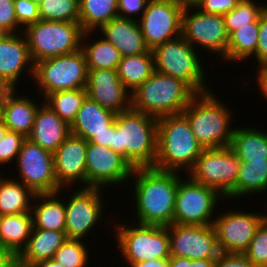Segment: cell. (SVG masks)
<instances>
[{
	"instance_id": "cell-11",
	"label": "cell",
	"mask_w": 267,
	"mask_h": 267,
	"mask_svg": "<svg viewBox=\"0 0 267 267\" xmlns=\"http://www.w3.org/2000/svg\"><path fill=\"white\" fill-rule=\"evenodd\" d=\"M240 163L230 146L203 149L189 176L226 197L236 186Z\"/></svg>"
},
{
	"instance_id": "cell-42",
	"label": "cell",
	"mask_w": 267,
	"mask_h": 267,
	"mask_svg": "<svg viewBox=\"0 0 267 267\" xmlns=\"http://www.w3.org/2000/svg\"><path fill=\"white\" fill-rule=\"evenodd\" d=\"M14 9L18 24L25 29L28 25L40 21L39 3L32 0H14Z\"/></svg>"
},
{
	"instance_id": "cell-47",
	"label": "cell",
	"mask_w": 267,
	"mask_h": 267,
	"mask_svg": "<svg viewBox=\"0 0 267 267\" xmlns=\"http://www.w3.org/2000/svg\"><path fill=\"white\" fill-rule=\"evenodd\" d=\"M214 267H257L244 254L220 253Z\"/></svg>"
},
{
	"instance_id": "cell-24",
	"label": "cell",
	"mask_w": 267,
	"mask_h": 267,
	"mask_svg": "<svg viewBox=\"0 0 267 267\" xmlns=\"http://www.w3.org/2000/svg\"><path fill=\"white\" fill-rule=\"evenodd\" d=\"M17 90L18 87L16 89L5 87L2 122L8 131L21 133L27 138L32 132L40 105L27 95L18 96Z\"/></svg>"
},
{
	"instance_id": "cell-41",
	"label": "cell",
	"mask_w": 267,
	"mask_h": 267,
	"mask_svg": "<svg viewBox=\"0 0 267 267\" xmlns=\"http://www.w3.org/2000/svg\"><path fill=\"white\" fill-rule=\"evenodd\" d=\"M26 137L18 132L7 131L0 141V166L16 162Z\"/></svg>"
},
{
	"instance_id": "cell-45",
	"label": "cell",
	"mask_w": 267,
	"mask_h": 267,
	"mask_svg": "<svg viewBox=\"0 0 267 267\" xmlns=\"http://www.w3.org/2000/svg\"><path fill=\"white\" fill-rule=\"evenodd\" d=\"M256 61L258 65L267 62V6L259 16Z\"/></svg>"
},
{
	"instance_id": "cell-37",
	"label": "cell",
	"mask_w": 267,
	"mask_h": 267,
	"mask_svg": "<svg viewBox=\"0 0 267 267\" xmlns=\"http://www.w3.org/2000/svg\"><path fill=\"white\" fill-rule=\"evenodd\" d=\"M39 14L41 20L79 22V0H42Z\"/></svg>"
},
{
	"instance_id": "cell-25",
	"label": "cell",
	"mask_w": 267,
	"mask_h": 267,
	"mask_svg": "<svg viewBox=\"0 0 267 267\" xmlns=\"http://www.w3.org/2000/svg\"><path fill=\"white\" fill-rule=\"evenodd\" d=\"M115 117L116 113L86 97L70 125L71 134L89 142L96 135L109 131L115 124Z\"/></svg>"
},
{
	"instance_id": "cell-51",
	"label": "cell",
	"mask_w": 267,
	"mask_h": 267,
	"mask_svg": "<svg viewBox=\"0 0 267 267\" xmlns=\"http://www.w3.org/2000/svg\"><path fill=\"white\" fill-rule=\"evenodd\" d=\"M129 267H169L168 259H154L138 263H127Z\"/></svg>"
},
{
	"instance_id": "cell-9",
	"label": "cell",
	"mask_w": 267,
	"mask_h": 267,
	"mask_svg": "<svg viewBox=\"0 0 267 267\" xmlns=\"http://www.w3.org/2000/svg\"><path fill=\"white\" fill-rule=\"evenodd\" d=\"M115 240L126 263H138L170 257L168 227L114 222Z\"/></svg>"
},
{
	"instance_id": "cell-13",
	"label": "cell",
	"mask_w": 267,
	"mask_h": 267,
	"mask_svg": "<svg viewBox=\"0 0 267 267\" xmlns=\"http://www.w3.org/2000/svg\"><path fill=\"white\" fill-rule=\"evenodd\" d=\"M15 164L20 178L17 180L36 194L56 193L61 190L55 177L53 153L30 139L26 138L22 143Z\"/></svg>"
},
{
	"instance_id": "cell-35",
	"label": "cell",
	"mask_w": 267,
	"mask_h": 267,
	"mask_svg": "<svg viewBox=\"0 0 267 267\" xmlns=\"http://www.w3.org/2000/svg\"><path fill=\"white\" fill-rule=\"evenodd\" d=\"M118 0H79L82 30L97 31L118 16Z\"/></svg>"
},
{
	"instance_id": "cell-56",
	"label": "cell",
	"mask_w": 267,
	"mask_h": 267,
	"mask_svg": "<svg viewBox=\"0 0 267 267\" xmlns=\"http://www.w3.org/2000/svg\"><path fill=\"white\" fill-rule=\"evenodd\" d=\"M4 99H5V87H0V122H2Z\"/></svg>"
},
{
	"instance_id": "cell-29",
	"label": "cell",
	"mask_w": 267,
	"mask_h": 267,
	"mask_svg": "<svg viewBox=\"0 0 267 267\" xmlns=\"http://www.w3.org/2000/svg\"><path fill=\"white\" fill-rule=\"evenodd\" d=\"M230 147L241 162L267 161V131L235 127Z\"/></svg>"
},
{
	"instance_id": "cell-30",
	"label": "cell",
	"mask_w": 267,
	"mask_h": 267,
	"mask_svg": "<svg viewBox=\"0 0 267 267\" xmlns=\"http://www.w3.org/2000/svg\"><path fill=\"white\" fill-rule=\"evenodd\" d=\"M35 196L21 181L4 177L0 172V216L31 212Z\"/></svg>"
},
{
	"instance_id": "cell-38",
	"label": "cell",
	"mask_w": 267,
	"mask_h": 267,
	"mask_svg": "<svg viewBox=\"0 0 267 267\" xmlns=\"http://www.w3.org/2000/svg\"><path fill=\"white\" fill-rule=\"evenodd\" d=\"M266 4H259L254 0H241L233 10L223 15L228 35L240 26L256 21L267 6Z\"/></svg>"
},
{
	"instance_id": "cell-58",
	"label": "cell",
	"mask_w": 267,
	"mask_h": 267,
	"mask_svg": "<svg viewBox=\"0 0 267 267\" xmlns=\"http://www.w3.org/2000/svg\"><path fill=\"white\" fill-rule=\"evenodd\" d=\"M11 33L4 27H0V39L6 38Z\"/></svg>"
},
{
	"instance_id": "cell-12",
	"label": "cell",
	"mask_w": 267,
	"mask_h": 267,
	"mask_svg": "<svg viewBox=\"0 0 267 267\" xmlns=\"http://www.w3.org/2000/svg\"><path fill=\"white\" fill-rule=\"evenodd\" d=\"M195 11L192 12V10ZM197 9V10H196ZM181 35L195 49L226 56L229 35L226 31L223 15L206 13L197 7L184 8L181 16Z\"/></svg>"
},
{
	"instance_id": "cell-49",
	"label": "cell",
	"mask_w": 267,
	"mask_h": 267,
	"mask_svg": "<svg viewBox=\"0 0 267 267\" xmlns=\"http://www.w3.org/2000/svg\"><path fill=\"white\" fill-rule=\"evenodd\" d=\"M0 267H21L19 255L0 250Z\"/></svg>"
},
{
	"instance_id": "cell-1",
	"label": "cell",
	"mask_w": 267,
	"mask_h": 267,
	"mask_svg": "<svg viewBox=\"0 0 267 267\" xmlns=\"http://www.w3.org/2000/svg\"><path fill=\"white\" fill-rule=\"evenodd\" d=\"M133 178L136 223L164 227L173 224L179 172L137 167L131 181Z\"/></svg>"
},
{
	"instance_id": "cell-36",
	"label": "cell",
	"mask_w": 267,
	"mask_h": 267,
	"mask_svg": "<svg viewBox=\"0 0 267 267\" xmlns=\"http://www.w3.org/2000/svg\"><path fill=\"white\" fill-rule=\"evenodd\" d=\"M86 97V88H80L51 92L43 100L62 120L71 125Z\"/></svg>"
},
{
	"instance_id": "cell-20",
	"label": "cell",
	"mask_w": 267,
	"mask_h": 267,
	"mask_svg": "<svg viewBox=\"0 0 267 267\" xmlns=\"http://www.w3.org/2000/svg\"><path fill=\"white\" fill-rule=\"evenodd\" d=\"M87 97L118 114L131 108V92L123 85L118 71L88 70Z\"/></svg>"
},
{
	"instance_id": "cell-53",
	"label": "cell",
	"mask_w": 267,
	"mask_h": 267,
	"mask_svg": "<svg viewBox=\"0 0 267 267\" xmlns=\"http://www.w3.org/2000/svg\"><path fill=\"white\" fill-rule=\"evenodd\" d=\"M216 259H194L190 260V267H214Z\"/></svg>"
},
{
	"instance_id": "cell-50",
	"label": "cell",
	"mask_w": 267,
	"mask_h": 267,
	"mask_svg": "<svg viewBox=\"0 0 267 267\" xmlns=\"http://www.w3.org/2000/svg\"><path fill=\"white\" fill-rule=\"evenodd\" d=\"M112 134H113V127L107 131L103 132L102 134H98L93 137L90 142L104 146V147H112Z\"/></svg>"
},
{
	"instance_id": "cell-7",
	"label": "cell",
	"mask_w": 267,
	"mask_h": 267,
	"mask_svg": "<svg viewBox=\"0 0 267 267\" xmlns=\"http://www.w3.org/2000/svg\"><path fill=\"white\" fill-rule=\"evenodd\" d=\"M83 32L79 22L46 20L30 24L23 30L34 63L78 51Z\"/></svg>"
},
{
	"instance_id": "cell-10",
	"label": "cell",
	"mask_w": 267,
	"mask_h": 267,
	"mask_svg": "<svg viewBox=\"0 0 267 267\" xmlns=\"http://www.w3.org/2000/svg\"><path fill=\"white\" fill-rule=\"evenodd\" d=\"M180 173L173 223L213 225L217 203L224 197L216 189L195 182L189 175L188 179H182Z\"/></svg>"
},
{
	"instance_id": "cell-17",
	"label": "cell",
	"mask_w": 267,
	"mask_h": 267,
	"mask_svg": "<svg viewBox=\"0 0 267 267\" xmlns=\"http://www.w3.org/2000/svg\"><path fill=\"white\" fill-rule=\"evenodd\" d=\"M133 169L120 153L90 141L87 143L86 187L104 189L109 184L123 185L131 179Z\"/></svg>"
},
{
	"instance_id": "cell-48",
	"label": "cell",
	"mask_w": 267,
	"mask_h": 267,
	"mask_svg": "<svg viewBox=\"0 0 267 267\" xmlns=\"http://www.w3.org/2000/svg\"><path fill=\"white\" fill-rule=\"evenodd\" d=\"M257 67L258 72L255 79H257V86L259 90V94H261L264 98L267 99V62L259 64Z\"/></svg>"
},
{
	"instance_id": "cell-3",
	"label": "cell",
	"mask_w": 267,
	"mask_h": 267,
	"mask_svg": "<svg viewBox=\"0 0 267 267\" xmlns=\"http://www.w3.org/2000/svg\"><path fill=\"white\" fill-rule=\"evenodd\" d=\"M203 151L196 140L187 118L173 114L158 118L157 158L154 168L188 173Z\"/></svg>"
},
{
	"instance_id": "cell-57",
	"label": "cell",
	"mask_w": 267,
	"mask_h": 267,
	"mask_svg": "<svg viewBox=\"0 0 267 267\" xmlns=\"http://www.w3.org/2000/svg\"><path fill=\"white\" fill-rule=\"evenodd\" d=\"M8 131V129L6 128V126L3 124V122H0V141L3 140L6 132ZM1 172V171H0Z\"/></svg>"
},
{
	"instance_id": "cell-54",
	"label": "cell",
	"mask_w": 267,
	"mask_h": 267,
	"mask_svg": "<svg viewBox=\"0 0 267 267\" xmlns=\"http://www.w3.org/2000/svg\"><path fill=\"white\" fill-rule=\"evenodd\" d=\"M32 267H63V266L53 259H48L39 261Z\"/></svg>"
},
{
	"instance_id": "cell-6",
	"label": "cell",
	"mask_w": 267,
	"mask_h": 267,
	"mask_svg": "<svg viewBox=\"0 0 267 267\" xmlns=\"http://www.w3.org/2000/svg\"><path fill=\"white\" fill-rule=\"evenodd\" d=\"M152 53L155 71L182 80L197 94L211 91L205 83L206 74L198 52L182 35L162 43Z\"/></svg>"
},
{
	"instance_id": "cell-44",
	"label": "cell",
	"mask_w": 267,
	"mask_h": 267,
	"mask_svg": "<svg viewBox=\"0 0 267 267\" xmlns=\"http://www.w3.org/2000/svg\"><path fill=\"white\" fill-rule=\"evenodd\" d=\"M150 0H118V16L133 21H138L135 17L145 12ZM139 13V14H138Z\"/></svg>"
},
{
	"instance_id": "cell-34",
	"label": "cell",
	"mask_w": 267,
	"mask_h": 267,
	"mask_svg": "<svg viewBox=\"0 0 267 267\" xmlns=\"http://www.w3.org/2000/svg\"><path fill=\"white\" fill-rule=\"evenodd\" d=\"M259 18L240 26L229 35V42L226 56L222 59L225 62H239L249 60L250 57L256 59V50L258 45Z\"/></svg>"
},
{
	"instance_id": "cell-21",
	"label": "cell",
	"mask_w": 267,
	"mask_h": 267,
	"mask_svg": "<svg viewBox=\"0 0 267 267\" xmlns=\"http://www.w3.org/2000/svg\"><path fill=\"white\" fill-rule=\"evenodd\" d=\"M87 143L71 134L53 153L55 177L61 188L73 187L76 182L86 187Z\"/></svg>"
},
{
	"instance_id": "cell-2",
	"label": "cell",
	"mask_w": 267,
	"mask_h": 267,
	"mask_svg": "<svg viewBox=\"0 0 267 267\" xmlns=\"http://www.w3.org/2000/svg\"><path fill=\"white\" fill-rule=\"evenodd\" d=\"M157 143L158 118L133 108L116 114L111 149L133 168L154 167Z\"/></svg>"
},
{
	"instance_id": "cell-22",
	"label": "cell",
	"mask_w": 267,
	"mask_h": 267,
	"mask_svg": "<svg viewBox=\"0 0 267 267\" xmlns=\"http://www.w3.org/2000/svg\"><path fill=\"white\" fill-rule=\"evenodd\" d=\"M97 31L111 42L122 56L139 55L150 51L138 21L117 16L102 25Z\"/></svg>"
},
{
	"instance_id": "cell-8",
	"label": "cell",
	"mask_w": 267,
	"mask_h": 267,
	"mask_svg": "<svg viewBox=\"0 0 267 267\" xmlns=\"http://www.w3.org/2000/svg\"><path fill=\"white\" fill-rule=\"evenodd\" d=\"M88 69L84 53L76 52L53 56L35 62L33 81L40 90L37 95L86 88Z\"/></svg>"
},
{
	"instance_id": "cell-31",
	"label": "cell",
	"mask_w": 267,
	"mask_h": 267,
	"mask_svg": "<svg viewBox=\"0 0 267 267\" xmlns=\"http://www.w3.org/2000/svg\"><path fill=\"white\" fill-rule=\"evenodd\" d=\"M96 31L83 32L81 50L84 53L88 70L113 69L117 70L122 55L119 50L103 36L89 42L90 36ZM90 35V36H89ZM88 40V42H86ZM86 43V44H85Z\"/></svg>"
},
{
	"instance_id": "cell-5",
	"label": "cell",
	"mask_w": 267,
	"mask_h": 267,
	"mask_svg": "<svg viewBox=\"0 0 267 267\" xmlns=\"http://www.w3.org/2000/svg\"><path fill=\"white\" fill-rule=\"evenodd\" d=\"M196 95L182 80L154 71L131 92V108L160 118L182 113Z\"/></svg>"
},
{
	"instance_id": "cell-16",
	"label": "cell",
	"mask_w": 267,
	"mask_h": 267,
	"mask_svg": "<svg viewBox=\"0 0 267 267\" xmlns=\"http://www.w3.org/2000/svg\"><path fill=\"white\" fill-rule=\"evenodd\" d=\"M183 9L177 0L149 1L138 22L150 50L181 35Z\"/></svg>"
},
{
	"instance_id": "cell-18",
	"label": "cell",
	"mask_w": 267,
	"mask_h": 267,
	"mask_svg": "<svg viewBox=\"0 0 267 267\" xmlns=\"http://www.w3.org/2000/svg\"><path fill=\"white\" fill-rule=\"evenodd\" d=\"M168 227L170 256L217 259L220 254L213 225L171 224Z\"/></svg>"
},
{
	"instance_id": "cell-19",
	"label": "cell",
	"mask_w": 267,
	"mask_h": 267,
	"mask_svg": "<svg viewBox=\"0 0 267 267\" xmlns=\"http://www.w3.org/2000/svg\"><path fill=\"white\" fill-rule=\"evenodd\" d=\"M34 65L23 32L0 39V87L16 89L22 73L28 72L33 78Z\"/></svg>"
},
{
	"instance_id": "cell-4",
	"label": "cell",
	"mask_w": 267,
	"mask_h": 267,
	"mask_svg": "<svg viewBox=\"0 0 267 267\" xmlns=\"http://www.w3.org/2000/svg\"><path fill=\"white\" fill-rule=\"evenodd\" d=\"M213 93L197 94L182 112L203 149L230 146L235 129L230 126L233 110Z\"/></svg>"
},
{
	"instance_id": "cell-14",
	"label": "cell",
	"mask_w": 267,
	"mask_h": 267,
	"mask_svg": "<svg viewBox=\"0 0 267 267\" xmlns=\"http://www.w3.org/2000/svg\"><path fill=\"white\" fill-rule=\"evenodd\" d=\"M65 200L67 239L84 240L102 221L105 198L100 188L82 187ZM78 189V190H77ZM104 201V203H103ZM101 219V220H100Z\"/></svg>"
},
{
	"instance_id": "cell-40",
	"label": "cell",
	"mask_w": 267,
	"mask_h": 267,
	"mask_svg": "<svg viewBox=\"0 0 267 267\" xmlns=\"http://www.w3.org/2000/svg\"><path fill=\"white\" fill-rule=\"evenodd\" d=\"M255 266H267V220L256 229L249 247L243 253Z\"/></svg>"
},
{
	"instance_id": "cell-59",
	"label": "cell",
	"mask_w": 267,
	"mask_h": 267,
	"mask_svg": "<svg viewBox=\"0 0 267 267\" xmlns=\"http://www.w3.org/2000/svg\"><path fill=\"white\" fill-rule=\"evenodd\" d=\"M32 1H34L36 3H40L42 0H32Z\"/></svg>"
},
{
	"instance_id": "cell-55",
	"label": "cell",
	"mask_w": 267,
	"mask_h": 267,
	"mask_svg": "<svg viewBox=\"0 0 267 267\" xmlns=\"http://www.w3.org/2000/svg\"><path fill=\"white\" fill-rule=\"evenodd\" d=\"M183 8L197 7L202 0H177Z\"/></svg>"
},
{
	"instance_id": "cell-28",
	"label": "cell",
	"mask_w": 267,
	"mask_h": 267,
	"mask_svg": "<svg viewBox=\"0 0 267 267\" xmlns=\"http://www.w3.org/2000/svg\"><path fill=\"white\" fill-rule=\"evenodd\" d=\"M32 229L31 212L0 216V250L20 255L28 243Z\"/></svg>"
},
{
	"instance_id": "cell-39",
	"label": "cell",
	"mask_w": 267,
	"mask_h": 267,
	"mask_svg": "<svg viewBox=\"0 0 267 267\" xmlns=\"http://www.w3.org/2000/svg\"><path fill=\"white\" fill-rule=\"evenodd\" d=\"M87 248L83 240L66 239L52 259L63 267H86L90 255Z\"/></svg>"
},
{
	"instance_id": "cell-15",
	"label": "cell",
	"mask_w": 267,
	"mask_h": 267,
	"mask_svg": "<svg viewBox=\"0 0 267 267\" xmlns=\"http://www.w3.org/2000/svg\"><path fill=\"white\" fill-rule=\"evenodd\" d=\"M265 215L266 213L231 209L214 218L213 227L219 252L243 254L256 229L265 220Z\"/></svg>"
},
{
	"instance_id": "cell-27",
	"label": "cell",
	"mask_w": 267,
	"mask_h": 267,
	"mask_svg": "<svg viewBox=\"0 0 267 267\" xmlns=\"http://www.w3.org/2000/svg\"><path fill=\"white\" fill-rule=\"evenodd\" d=\"M66 239L65 231L32 229L28 243L19 255L21 267H32L39 261L52 259Z\"/></svg>"
},
{
	"instance_id": "cell-43",
	"label": "cell",
	"mask_w": 267,
	"mask_h": 267,
	"mask_svg": "<svg viewBox=\"0 0 267 267\" xmlns=\"http://www.w3.org/2000/svg\"><path fill=\"white\" fill-rule=\"evenodd\" d=\"M0 27H4L10 33L23 32L18 24L14 9V0H0Z\"/></svg>"
},
{
	"instance_id": "cell-46",
	"label": "cell",
	"mask_w": 267,
	"mask_h": 267,
	"mask_svg": "<svg viewBox=\"0 0 267 267\" xmlns=\"http://www.w3.org/2000/svg\"><path fill=\"white\" fill-rule=\"evenodd\" d=\"M241 0H202L197 8L206 13L224 15L233 10Z\"/></svg>"
},
{
	"instance_id": "cell-32",
	"label": "cell",
	"mask_w": 267,
	"mask_h": 267,
	"mask_svg": "<svg viewBox=\"0 0 267 267\" xmlns=\"http://www.w3.org/2000/svg\"><path fill=\"white\" fill-rule=\"evenodd\" d=\"M267 192V161L241 162L235 188L225 199Z\"/></svg>"
},
{
	"instance_id": "cell-26",
	"label": "cell",
	"mask_w": 267,
	"mask_h": 267,
	"mask_svg": "<svg viewBox=\"0 0 267 267\" xmlns=\"http://www.w3.org/2000/svg\"><path fill=\"white\" fill-rule=\"evenodd\" d=\"M62 191L65 190L61 188L56 193L36 194L31 208L33 229L65 231V199L59 196Z\"/></svg>"
},
{
	"instance_id": "cell-33",
	"label": "cell",
	"mask_w": 267,
	"mask_h": 267,
	"mask_svg": "<svg viewBox=\"0 0 267 267\" xmlns=\"http://www.w3.org/2000/svg\"><path fill=\"white\" fill-rule=\"evenodd\" d=\"M117 71L120 81L132 92L155 71L152 50L144 54L122 56Z\"/></svg>"
},
{
	"instance_id": "cell-52",
	"label": "cell",
	"mask_w": 267,
	"mask_h": 267,
	"mask_svg": "<svg viewBox=\"0 0 267 267\" xmlns=\"http://www.w3.org/2000/svg\"><path fill=\"white\" fill-rule=\"evenodd\" d=\"M169 267H190V259L185 257L170 256L168 258Z\"/></svg>"
},
{
	"instance_id": "cell-23",
	"label": "cell",
	"mask_w": 267,
	"mask_h": 267,
	"mask_svg": "<svg viewBox=\"0 0 267 267\" xmlns=\"http://www.w3.org/2000/svg\"><path fill=\"white\" fill-rule=\"evenodd\" d=\"M31 134L27 137L41 148L54 153L71 135L70 125L52 111L41 98Z\"/></svg>"
}]
</instances>
